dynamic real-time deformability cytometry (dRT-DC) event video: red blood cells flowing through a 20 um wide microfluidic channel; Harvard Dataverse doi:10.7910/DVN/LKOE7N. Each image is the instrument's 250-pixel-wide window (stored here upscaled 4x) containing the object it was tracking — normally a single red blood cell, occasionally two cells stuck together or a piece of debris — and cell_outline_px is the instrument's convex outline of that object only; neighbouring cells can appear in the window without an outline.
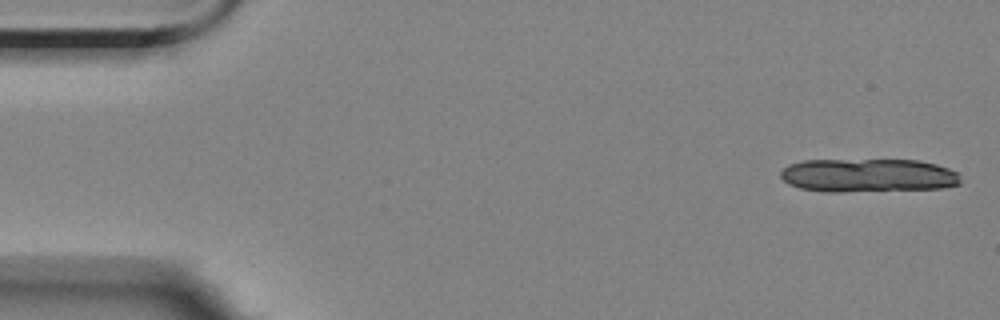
{"species": "Egyptian fruit bat (a non-hibernating species)", "species_latin": "Rousettus aegyptiacus", "temperature_condition": "room temperature", "stored_images_in_passage": 5, "segment_of_instrument_passage": [1, 2], "camera_frame_rate_fps": 3000, "um_per_image_px": 0.085, "animal": {"sex": "female"}, "frame": {"image": 1, "passage_image": 1, "time_ms": 0.0, "image_size_px": [1000, 320], "cell_outline_px": [[960, 184], [944, 188], [844, 192], [828, 192], [800, 188], [788, 184], [780, 176], [780, 172], [788, 164], [804, 160], [920, 160], [936, 164], [960, 172]], "centroid_in_image_um": [73.81, 14.91], "position_along_channel_um": 11.2, "area_um2": 35.55}}
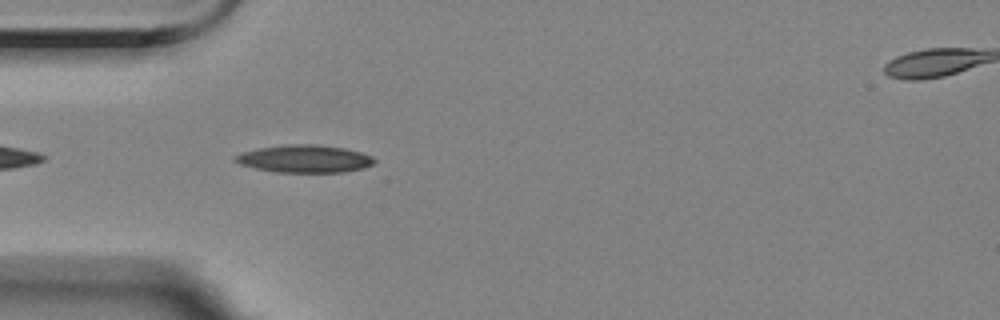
{"frame": {"image": 2, "passage_image": 4, "time_ms": 5.0, "image_size_px": [1000, 320], "cell_outline_px": [[376, 160], [372, 164], [364, 168], [344, 172], [276, 172], [256, 168], [240, 164], [232, 160], [236, 156], [244, 152], [260, 148], [288, 144], [316, 144], [344, 148], [360, 152], [372, 156]], "centroid_in_image_um": [25.92, 13.5], "position_along_channel_um": 59.1, "area_um2": 22.2}}